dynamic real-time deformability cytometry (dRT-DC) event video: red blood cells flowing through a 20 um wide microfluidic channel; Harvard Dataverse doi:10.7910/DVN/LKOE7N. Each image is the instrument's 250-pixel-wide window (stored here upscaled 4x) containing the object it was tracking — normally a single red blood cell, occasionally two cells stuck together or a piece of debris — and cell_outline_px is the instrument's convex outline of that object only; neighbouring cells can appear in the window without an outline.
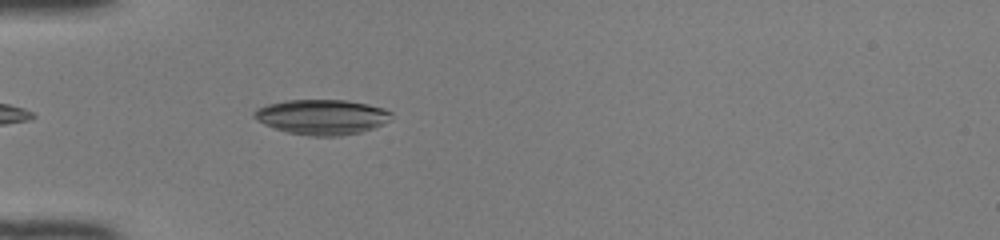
{"species": "common noctule bat (a hibernating species)", "species_latin": "Nyctalus noctula", "temperature_condition": "room temperature", "stored_images_in_passage": 35, "camera_frame_rate_fps": 3000, "um_per_image_px": 0.085, "animal": {"sex": "female", "body_mass_g": 22.0, "forearm_length_mm": 56.7}, "frame": {"image": 1, "passage_image": 2, "time_ms": 0.333, "image_size_px": [1000, 240], "cell_outline_px": [[392, 120], [384, 124], [360, 132], [340, 136], [308, 136], [288, 132], [264, 124], [252, 116], [252, 112], [256, 108], [268, 104], [284, 100], [348, 100], [368, 104], [384, 108], [392, 112]], "centroid_in_image_um": [27.38, 9.93], "position_along_channel_um": 57.6, "area_um2": 28.26}}
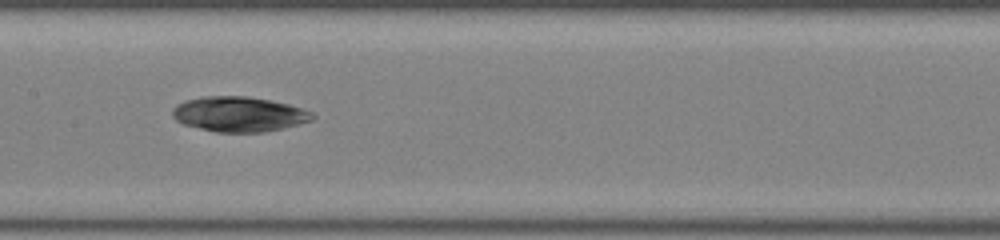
{"frame": {"image": 2, "passage_image": 12, "time_ms": 3.667, "image_size_px": [1000, 240], "cell_outline_px": [[316, 116], [312, 120], [284, 128], [264, 132], [216, 132], [184, 124], [176, 120], [172, 116], [172, 108], [176, 104], [184, 100], [200, 96], [248, 96], [272, 100], [288, 104], [312, 112]], "centroid_in_image_um": [20.29, 9.69], "position_along_channel_um": 187.1, "area_um2": 28.73}}
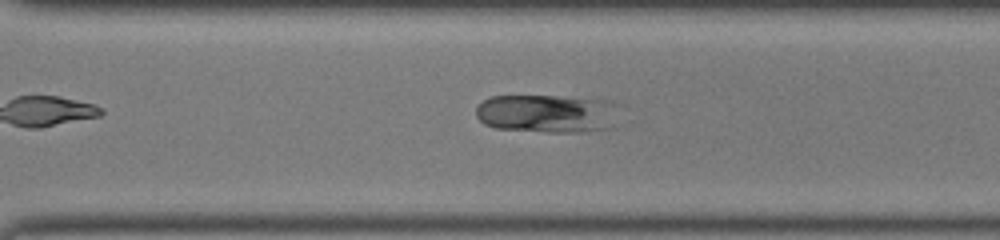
{"frame": {"image": 3, "passage_image": 22, "time_ms": 7.0, "image_size_px": [1000, 240], "cell_outline_px": [[620, 104], [608, 128], [576, 132], [548, 132], [496, 128], [484, 124], [476, 116], [476, 108], [488, 96], [556, 96], [612, 100]], "centroid_in_image_um": [46.48, 9.63], "position_along_channel_um": 324.1, "area_um2": 31.96}}